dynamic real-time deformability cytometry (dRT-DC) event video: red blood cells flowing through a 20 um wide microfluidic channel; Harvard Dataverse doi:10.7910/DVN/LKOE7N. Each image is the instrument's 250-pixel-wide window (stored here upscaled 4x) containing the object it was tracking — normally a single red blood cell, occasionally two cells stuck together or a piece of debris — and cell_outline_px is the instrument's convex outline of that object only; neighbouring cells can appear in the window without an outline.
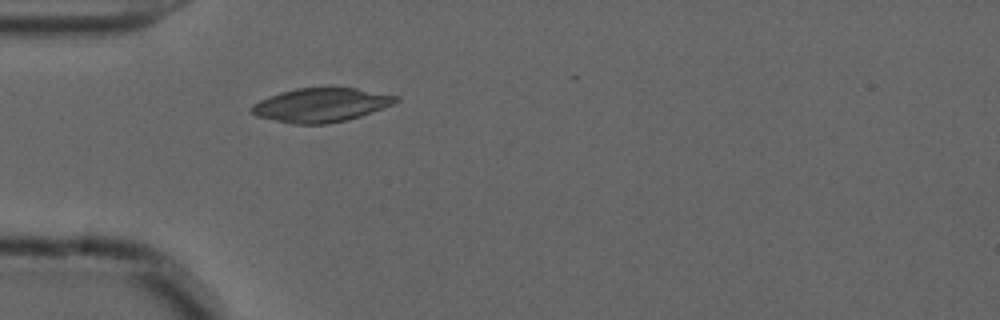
{"species": "common noctule bat (a hibernating species)", "species_latin": "Nyctalus noctula", "temperature_condition": "cold", "stored_images_in_passage": 36, "camera_frame_rate_fps": 3000, "um_per_image_px": 0.085, "animal": {"sex": "male", "forearm_length_mm": 52.5}, "frame": {"image": 1, "passage_image": 1, "time_ms": 0.0, "image_size_px": [1000, 320], "cell_outline_px": [[400, 100], [392, 104], [372, 112], [360, 116], [344, 120], [324, 124], [292, 124], [256, 116], [252, 112], [252, 104], [260, 100], [280, 92], [296, 88], [356, 88], [400, 96]], "centroid_in_image_um": [27.29, 8.92], "position_along_channel_um": 57.7, "area_um2": 28.26}}
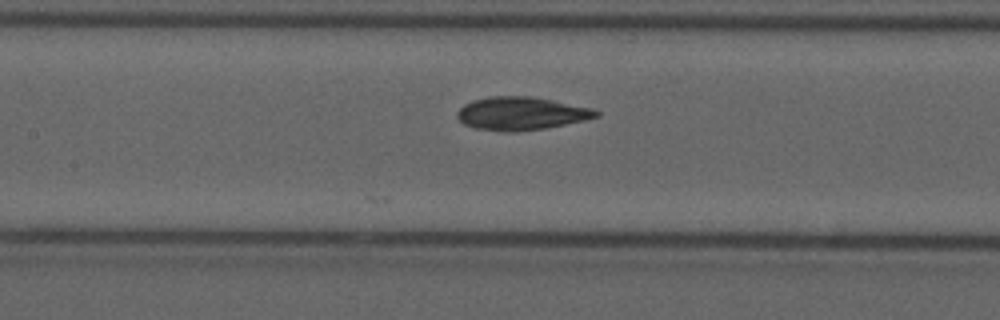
{"frame": {"image": 2, "passage_image": 10, "time_ms": 3.0, "image_size_px": [1000, 320], "cell_outline_px": [[600, 116], [584, 120], [544, 128], [516, 132], [504, 132], [476, 128], [464, 124], [456, 116], [456, 112], [464, 104], [472, 100], [488, 96], [528, 96], [552, 100], [592, 108], [600, 112]], "centroid_in_image_um": [44.27, 9.64], "position_along_channel_um": 163.1, "area_um2": 26.76}}
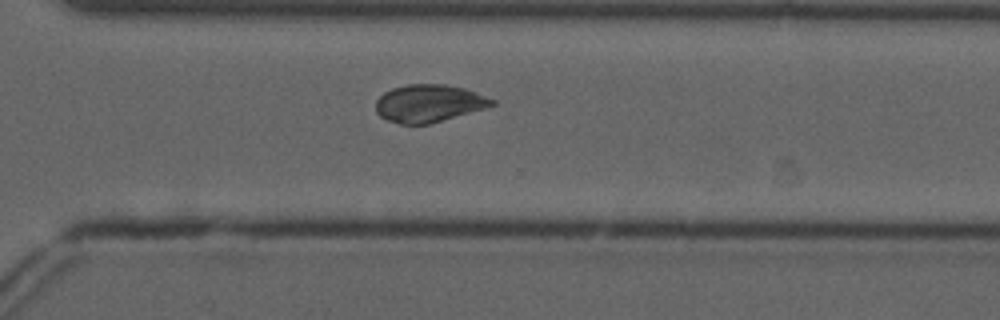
{"frame": {"image": 3, "passage_image": 24, "time_ms": 7.667, "image_size_px": [1000, 320], "cell_outline_px": [[496, 104], [488, 108], [428, 124], [400, 124], [388, 120], [380, 116], [376, 112], [376, 100], [384, 92], [392, 88], [408, 84], [444, 84], [464, 88], [476, 92], [496, 100]], "centroid_in_image_um": [36.48, 8.78], "position_along_channel_um": 334.1, "area_um2": 25.55}, "authors_computed_cell_mechanics": {"area_um2": 26.01, "velocity_mm_per_s": 3.6987, "shape_relaxation_time_tau1_ms": 4.4218, "shape_relaxation_time_tau2_ms": null, "deformation_change_tau1": 0.1685, "deformation_change_tau2": null}}